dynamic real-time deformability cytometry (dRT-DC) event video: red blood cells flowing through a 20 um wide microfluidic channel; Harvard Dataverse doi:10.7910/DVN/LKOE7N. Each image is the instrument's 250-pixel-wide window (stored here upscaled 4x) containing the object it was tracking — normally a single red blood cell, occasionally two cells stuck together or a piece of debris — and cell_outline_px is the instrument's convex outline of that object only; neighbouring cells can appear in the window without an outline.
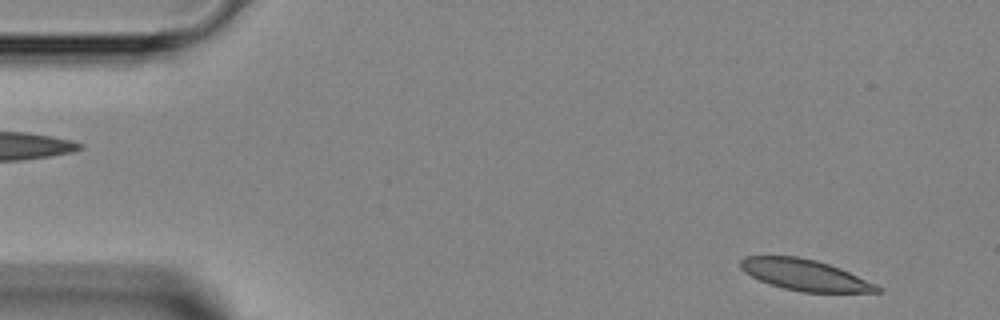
{"species": "Egyptian fruit bat (a non-hibernating species)", "species_latin": "Rousettus aegyptiacus", "temperature_condition": "room temperature", "stored_images_in_passage": 4, "camera_frame_rate_fps": 3000, "um_per_image_px": 0.085, "animal": {"sex": "female"}, "frame": {"image": 1, "passage_image": 4, "time_ms": 4.333, "image_size_px": [1000, 320], "cell_outline_px": [[884, 292], [800, 292], [784, 288], [760, 280], [744, 272], [740, 268], [740, 260], [744, 256], [796, 256], [816, 260], [840, 268], [876, 284], [884, 288]], "centroid_in_image_um": [68.44, 23.37], "position_along_channel_um": 16.6, "area_um2": 24.68}}